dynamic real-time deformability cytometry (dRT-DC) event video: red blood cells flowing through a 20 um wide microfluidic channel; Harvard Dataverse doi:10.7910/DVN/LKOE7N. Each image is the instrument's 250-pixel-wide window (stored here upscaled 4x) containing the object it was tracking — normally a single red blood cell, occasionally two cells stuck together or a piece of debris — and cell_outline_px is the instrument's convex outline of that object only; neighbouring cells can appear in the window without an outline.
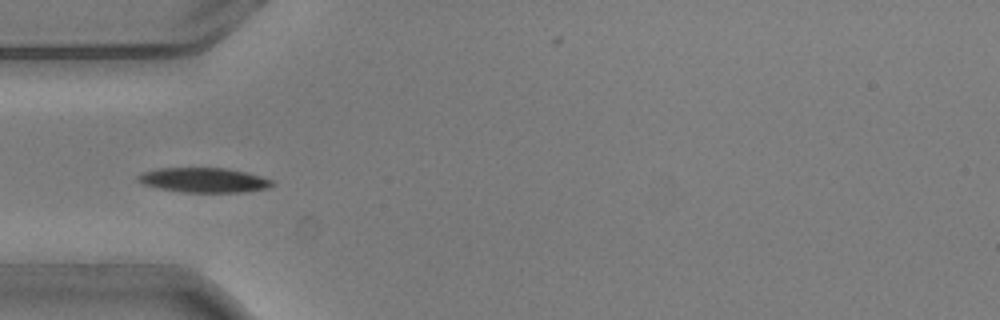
{"species": "common noctule bat (a hibernating species)", "species_latin": "Nyctalus noctula", "temperature_condition": "warm", "stored_images_in_passage": 10, "camera_frame_rate_fps": 3000, "um_per_image_px": 0.085, "animal": {"sex": "male", "body_mass_g": 20.5, "forearm_length_mm": 52.5}, "frame": {"image": 1, "passage_image": 4, "time_ms": 1.0, "image_size_px": [1000, 320], "cell_outline_px": [[276, 184], [268, 188], [244, 192], [184, 192], [160, 188], [144, 184], [136, 180], [136, 176], [140, 172], [156, 168], [224, 168], [244, 172], [260, 176], [272, 180]], "centroid_in_image_um": [17.3, 15.3], "position_along_channel_um": 67.7, "area_um2": 19.31}}
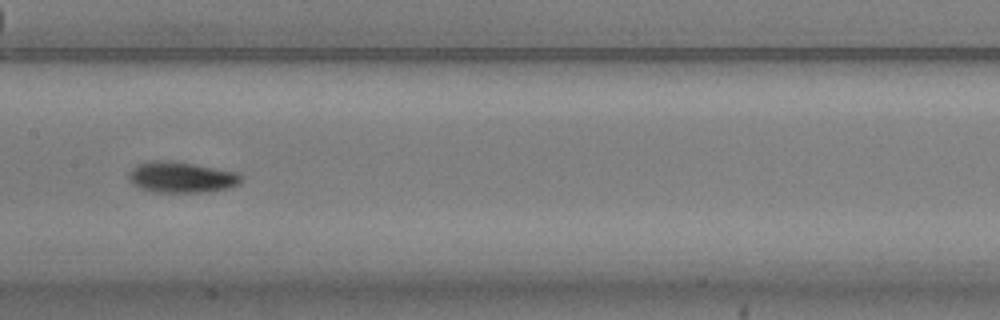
{"frame": {"image": 2, "passage_image": 7, "time_ms": 2.0, "image_size_px": [1000, 320], "cell_outline_px": [[244, 176], [240, 184], [228, 188], [208, 192], [156, 192], [140, 188], [132, 184], [128, 180], [128, 172], [136, 164], [144, 160], [176, 160], [240, 172]], "centroid_in_image_um": [15.43, 15.04], "position_along_channel_um": 192.0, "area_um2": 21.04}}
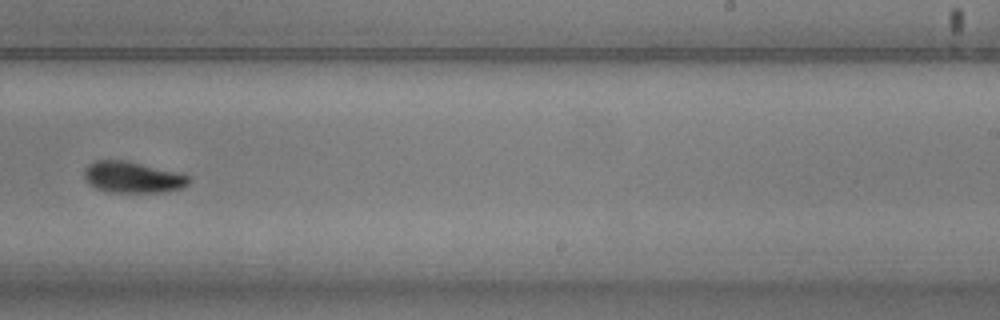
{"frame": {"image": 3, "passage_image": 9, "time_ms": 2.667, "image_size_px": [1000, 320], "cell_outline_px": [[192, 180], [184, 188], [164, 192], [108, 192], [96, 188], [88, 184], [84, 180], [84, 168], [88, 164], [96, 160], [128, 160], [176, 172], [188, 176]], "centroid_in_image_um": [11.25, 15.06], "position_along_channel_um": 277.8, "area_um2": 19.31}}